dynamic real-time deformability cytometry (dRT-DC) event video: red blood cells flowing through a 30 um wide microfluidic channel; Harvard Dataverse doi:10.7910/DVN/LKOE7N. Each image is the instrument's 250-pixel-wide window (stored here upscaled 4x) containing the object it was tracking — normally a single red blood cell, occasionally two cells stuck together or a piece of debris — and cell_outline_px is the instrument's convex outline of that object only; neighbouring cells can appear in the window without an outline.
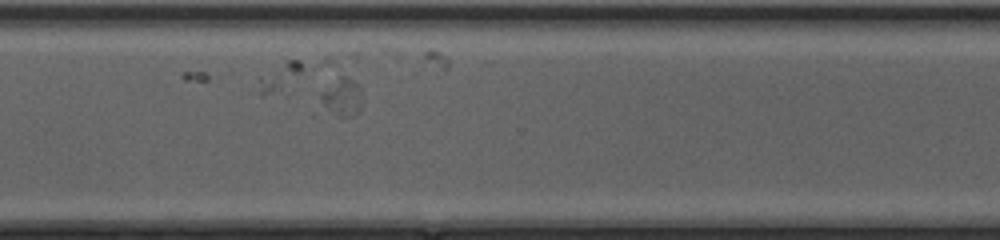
{"species": "common noctule bat (a hibernating species)", "species_latin": "Nyctalus noctula", "temperature_condition": "cold", "stored_images_in_passage": 29, "camera_frame_rate_fps": 3000, "um_per_image_px": 0.085, "animal": {"sex": "female", "body_mass_g": 20.0, "forearm_length_mm": 54.0}, "frame": {"image": 1, "passage_image": 25, "time_ms": 8.0, "image_size_px": [1000, 240], "cell_outline_px": [[364, 100], [360, 108], [352, 116], [312, 116], [312, 112], [320, 92], [340, 76], [348, 76], [360, 88], [364, 96]], "centroid_in_image_um": [28.84, 8.41], "position_along_channel_um": 341.8, "area_um2": 10.81}}